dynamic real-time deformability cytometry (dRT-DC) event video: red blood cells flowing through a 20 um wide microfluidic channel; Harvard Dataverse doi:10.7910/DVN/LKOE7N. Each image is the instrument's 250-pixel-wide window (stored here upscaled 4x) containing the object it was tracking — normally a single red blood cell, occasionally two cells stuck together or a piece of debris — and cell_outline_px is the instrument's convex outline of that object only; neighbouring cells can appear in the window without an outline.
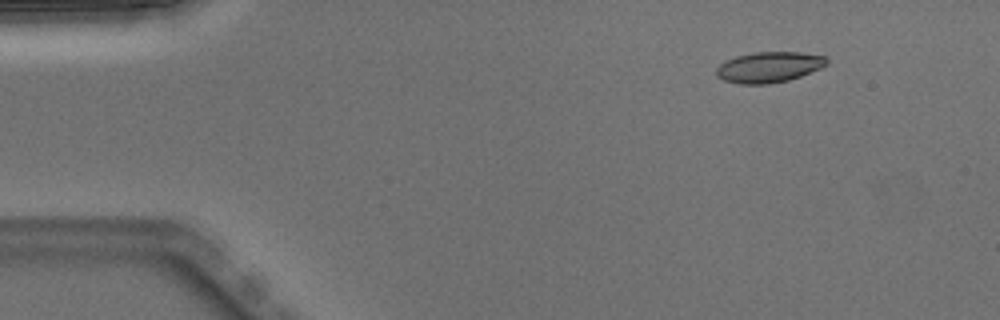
{"species": "Egyptian fruit bat (a non-hibernating species)", "species_latin": "Rousettus aegyptiacus", "temperature_condition": "warm", "stored_images_in_passage": 5, "camera_frame_rate_fps": 3000, "um_per_image_px": 0.085, "animal": {"sex": "male"}, "frame": {"image": 1, "passage_image": 2, "time_ms": 0.333, "image_size_px": [1000, 320], "cell_outline_px": [[828, 64], [820, 68], [800, 76], [788, 80], [768, 84], [740, 84], [724, 80], [716, 76], [716, 68], [720, 64], [736, 56], [752, 52], [800, 52], [828, 56]], "centroid_in_image_um": [65.38, 5.7], "position_along_channel_um": 19.6, "area_um2": 19.77}}